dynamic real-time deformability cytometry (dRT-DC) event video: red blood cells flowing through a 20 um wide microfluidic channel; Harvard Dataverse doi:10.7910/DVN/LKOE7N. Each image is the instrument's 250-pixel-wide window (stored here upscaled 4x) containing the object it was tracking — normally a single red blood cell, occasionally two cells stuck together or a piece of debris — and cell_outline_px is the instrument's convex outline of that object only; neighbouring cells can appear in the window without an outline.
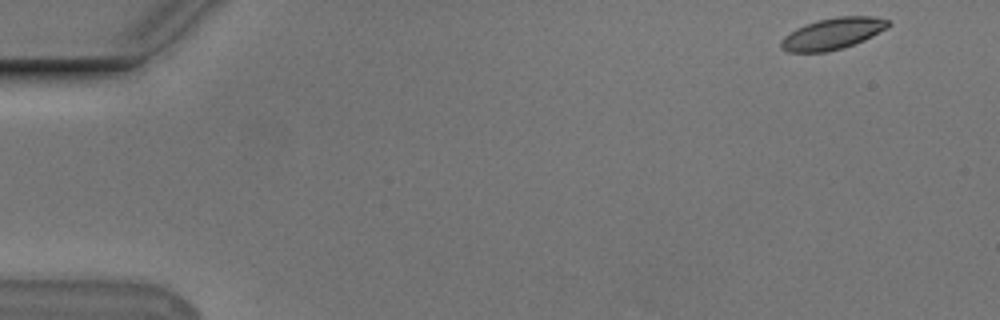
{"species": "Egyptian fruit bat (a non-hibernating species)", "species_latin": "Rousettus aegyptiacus", "temperature_condition": "cold", "stored_images_in_passage": 53, "camera_frame_rate_fps": 3000, "um_per_image_px": 0.085, "animal": {"sex": "male"}, "frame": {"image": 1, "passage_image": 1, "time_ms": 0.0, "image_size_px": [1000, 320], "cell_outline_px": [[892, 24], [888, 28], [864, 40], [840, 48], [824, 52], [788, 52], [780, 48], [780, 40], [784, 36], [796, 28], [804, 24], [816, 20], [836, 16], [872, 16], [888, 20]], "centroid_in_image_um": [70.75, 2.84], "position_along_channel_um": 14.2, "area_um2": 19.71}}
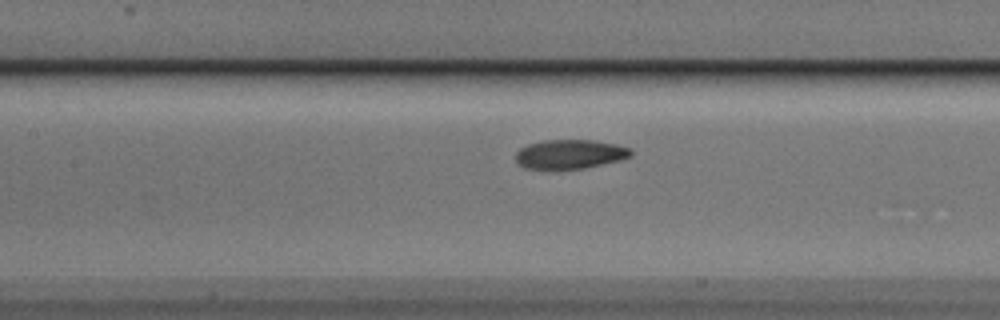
{"frame": {"image": 2, "passage_image": 23, "time_ms": 7.333, "image_size_px": [1000, 320], "cell_outline_px": [[632, 156], [620, 160], [584, 168], [524, 168], [516, 164], [516, 152], [520, 148], [528, 144], [540, 140], [592, 140], [616, 144], [632, 148]], "centroid_in_image_um": [48.44, 13.09], "position_along_channel_um": 159.0, "area_um2": 19.59}}
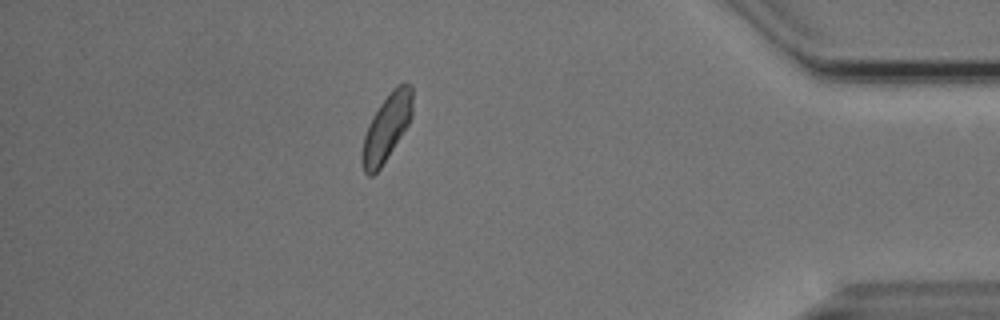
{"frame": {"image": 3, "passage_image": 46, "time_ms": 15.0, "image_size_px": [1000, 320], "cell_outline_px": [[412, 116], [408, 124], [380, 168], [372, 176], [368, 176], [364, 172], [360, 160], [360, 156], [364, 136], [368, 124], [372, 116], [380, 104], [392, 88], [396, 84], [412, 84]], "centroid_in_image_um": [32.83, 10.85], "position_along_channel_um": 402.4, "area_um2": 19.54}, "authors_computed_cell_mechanics": {"area_um2": 19.8254, "velocity_mm_per_s": 3.7091, "shape_relaxation_time_tau1_ms": 4.9305, "shape_relaxation_time_tau2_ms": 6.749, "deformation_change_tau1": 0.1273, "deformation_change_tau2": 0.1113}}